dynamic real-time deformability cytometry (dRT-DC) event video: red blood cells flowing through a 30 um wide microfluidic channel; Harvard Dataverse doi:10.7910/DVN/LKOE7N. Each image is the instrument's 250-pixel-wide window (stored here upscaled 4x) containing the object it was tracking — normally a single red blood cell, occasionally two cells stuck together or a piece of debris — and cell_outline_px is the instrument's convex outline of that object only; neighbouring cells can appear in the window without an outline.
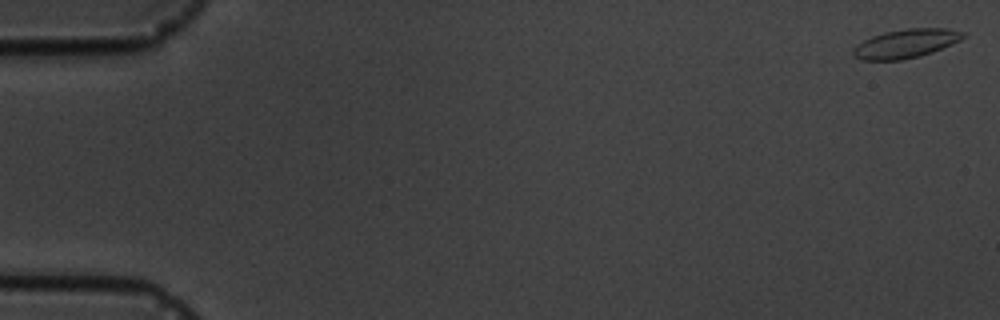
{"species": "common noctule bat (a hibernating species)", "species_latin": "Nyctalus noctula", "temperature_condition": "cold", "stored_images_in_passage": 14, "camera_frame_rate_fps": 3000, "um_per_image_px": 0.085, "animal": {"sex": "male", "body_mass_g": 19.5, "forearm_length_mm": 54.6}, "frame": {"image": 1, "passage_image": 1, "time_ms": 0.0, "image_size_px": [1000, 320], "cell_outline_px": [[964, 36], [960, 40], [932, 52], [920, 56], [904, 60], [860, 60], [852, 52], [852, 48], [856, 44], [872, 36], [884, 32], [908, 28], [948, 28], [964, 32]], "centroid_in_image_um": [76.97, 3.7], "position_along_channel_um": 8.0, "area_um2": 18.44}}
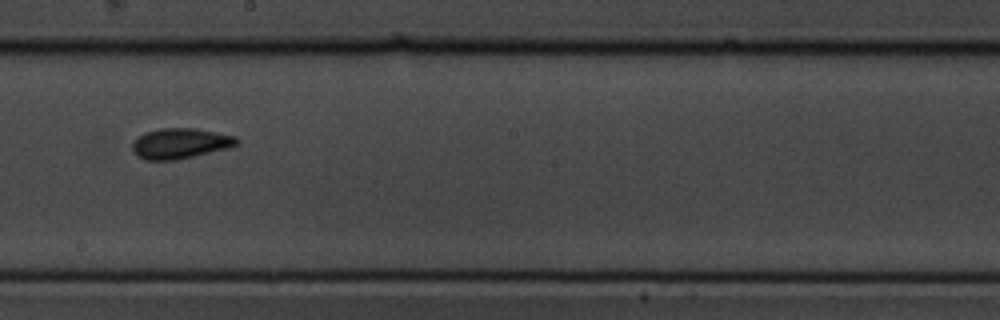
{"frame": {"image": 2, "passage_image": 10, "time_ms": 10.333, "image_size_px": [1000, 320], "cell_outline_px": [[240, 144], [228, 148], [176, 160], [144, 160], [136, 156], [132, 152], [132, 144], [136, 136], [144, 132], [160, 128], [196, 128], [236, 136], [240, 140]], "centroid_in_image_um": [15.29, 12.19], "position_along_channel_um": 232.9, "area_um2": 18.84}}
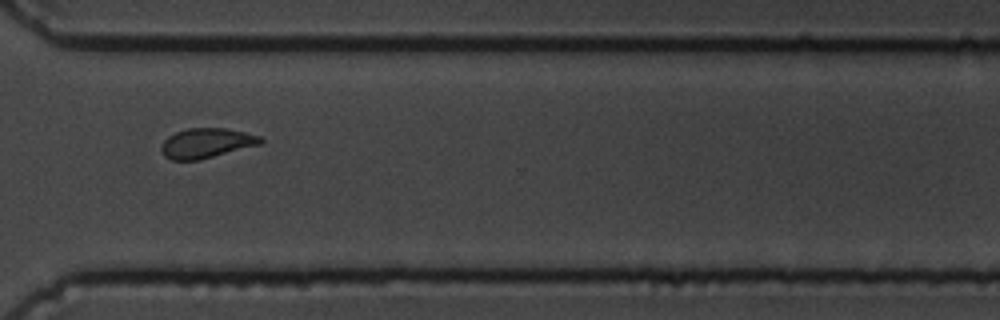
{"frame": {"image": 3, "passage_image": 13, "time_ms": 13.667, "image_size_px": [1000, 320], "cell_outline_px": [[264, 140], [260, 144], [200, 160], [172, 160], [164, 156], [160, 148], [164, 140], [168, 136], [176, 132], [188, 128], [224, 128], [244, 132], [260, 136]], "centroid_in_image_um": [17.52, 12.17], "position_along_channel_um": 353.1, "area_um2": 17.17}}